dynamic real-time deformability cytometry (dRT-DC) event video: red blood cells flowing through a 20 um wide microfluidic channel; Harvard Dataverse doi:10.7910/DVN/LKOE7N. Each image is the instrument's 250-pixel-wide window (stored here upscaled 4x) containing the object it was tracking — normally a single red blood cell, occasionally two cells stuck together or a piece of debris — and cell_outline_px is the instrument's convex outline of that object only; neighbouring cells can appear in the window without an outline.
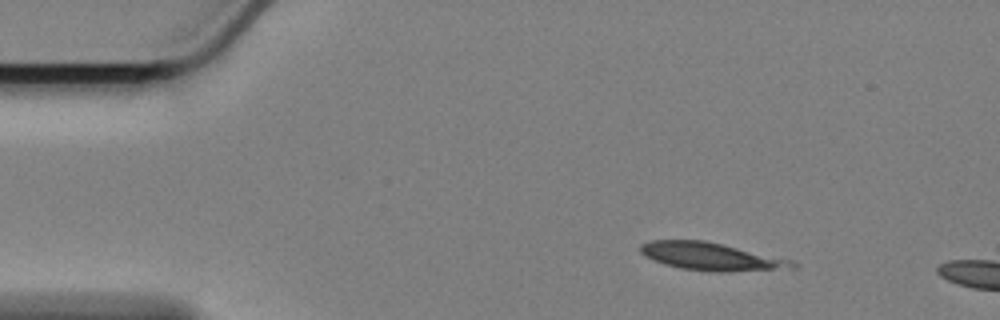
{"species": "Egyptian fruit bat (a non-hibernating species)", "species_latin": "Rousettus aegyptiacus", "temperature_condition": "cold", "stored_images_in_passage": 5, "camera_frame_rate_fps": 3000, "um_per_image_px": 0.085, "animal": {"sex": "female"}, "frame": {"image": 1, "passage_image": 1, "time_ms": 0.0, "image_size_px": [1000, 320], "cell_outline_px": [[796, 268], [728, 272], [716, 272], [680, 268], [664, 264], [652, 260], [644, 256], [640, 252], [640, 244], [652, 240], [704, 240], [792, 260], [796, 264]], "centroid_in_image_um": [60.41, 21.81], "position_along_channel_um": 24.6, "area_um2": 24.51}}